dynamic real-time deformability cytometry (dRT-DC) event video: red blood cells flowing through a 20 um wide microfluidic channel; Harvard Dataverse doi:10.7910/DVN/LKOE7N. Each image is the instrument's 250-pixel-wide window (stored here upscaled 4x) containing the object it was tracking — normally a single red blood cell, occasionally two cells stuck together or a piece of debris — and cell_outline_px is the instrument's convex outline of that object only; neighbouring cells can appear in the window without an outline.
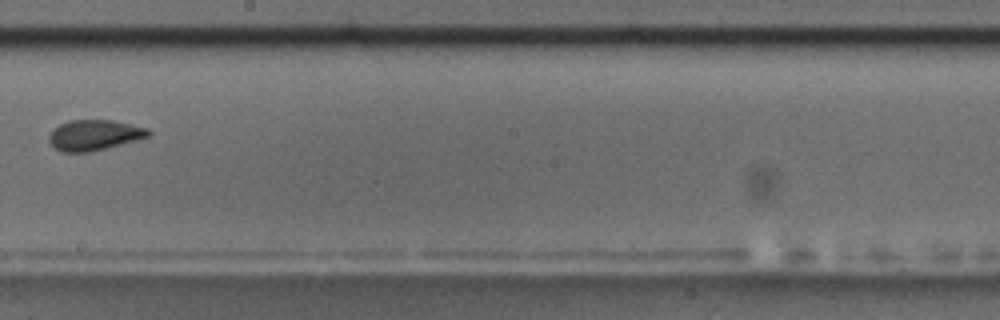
{"species": "common noctule bat (a hibernating species)", "species_latin": "Nyctalus noctula", "temperature_condition": "room temperature", "stored_images_in_passage": 16, "camera_frame_rate_fps": 3000, "um_per_image_px": 0.085, "animal": {"sex": "male", "body_mass_g": 17.5, "forearm_length_mm": 52.3}, "frame": {"image": 1, "passage_image": 10, "time_ms": 11.333, "image_size_px": [1000, 320], "cell_outline_px": [[152, 132], [148, 136], [136, 140], [92, 152], [60, 152], [48, 140], [48, 136], [52, 128], [68, 120], [112, 120], [148, 128]], "centroid_in_image_um": [7.98, 11.48], "position_along_channel_um": 240.2, "area_um2": 17.74}, "authors_computed_cell_mechanics": {"area_um2": 21.0392, "velocity_mm_per_s": 3.64, "shape_relaxation_time_tau1_ms": null, "shape_relaxation_time_tau2_ms": 5.4531, "deformation_change_tau1": null, "deformation_change_tau2": 0.1026}}